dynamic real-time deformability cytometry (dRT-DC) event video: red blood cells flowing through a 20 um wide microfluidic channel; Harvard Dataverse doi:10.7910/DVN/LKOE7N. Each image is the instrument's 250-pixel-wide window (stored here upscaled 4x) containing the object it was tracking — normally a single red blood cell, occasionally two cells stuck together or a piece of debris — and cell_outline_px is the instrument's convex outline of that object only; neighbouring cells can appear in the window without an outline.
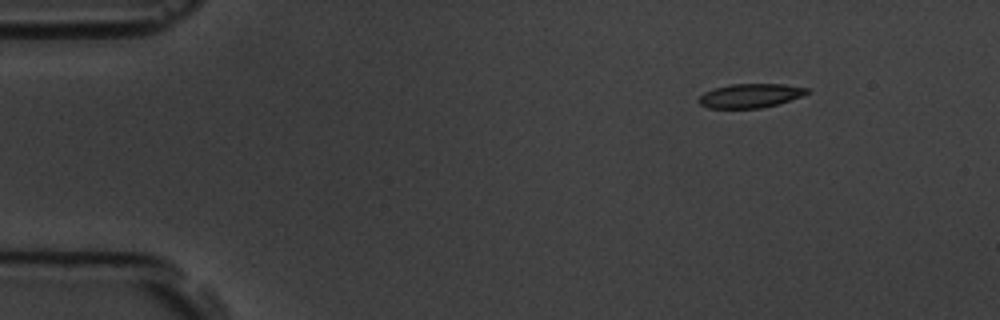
{"species": "common noctule bat (a hibernating species)", "species_latin": "Nyctalus noctula", "temperature_condition": "room temperature", "stored_images_in_passage": 51, "camera_frame_rate_fps": 3000, "um_per_image_px": 0.085, "animal": {"sex": "male", "body_mass_g": 19.5, "forearm_length_mm": 54.6}, "frame": {"image": 1, "passage_image": 1, "time_ms": 0.0, "image_size_px": [1000, 320], "cell_outline_px": [[812, 92], [776, 104], [760, 108], [708, 108], [700, 104], [696, 100], [704, 92], [712, 88], [732, 84], [784, 84], [808, 88]], "centroid_in_image_um": [63.74, 8.12], "position_along_channel_um": 21.3, "area_um2": 15.14}}
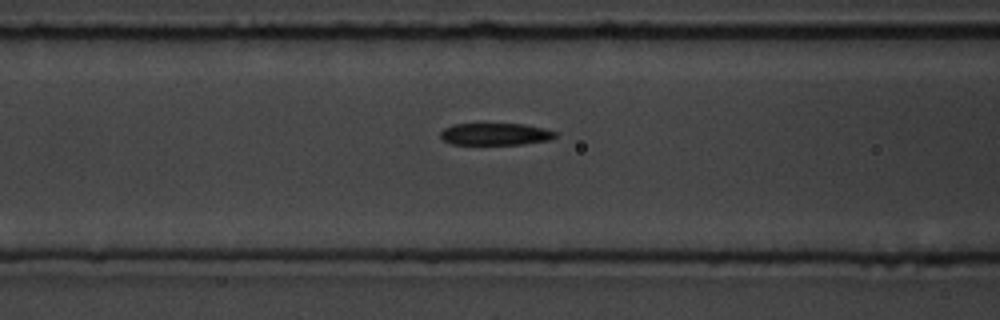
{"frame": {"image": 2, "passage_image": 17, "time_ms": 5.333, "image_size_px": [1000, 320], "cell_outline_px": [[556, 136], [548, 140], [524, 144], [452, 144], [444, 140], [440, 136], [440, 132], [444, 128], [452, 124], [524, 124], [544, 128], [556, 132]], "centroid_in_image_um": [42.09, 11.39], "position_along_channel_um": 124.5, "area_um2": 14.68}}
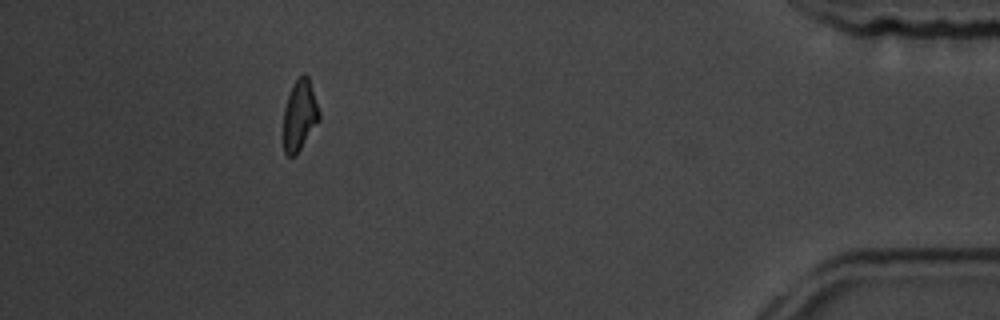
{"frame": {"image": 3, "passage_image": 46, "time_ms": 15.0, "image_size_px": [1000, 320], "cell_outline_px": [[320, 120], [296, 156], [288, 156], [284, 152], [284, 108], [292, 84], [304, 72], [308, 76], [320, 112]], "centroid_in_image_um": [25.48, 9.81], "position_along_channel_um": 409.7, "area_um2": 14.8}, "authors_computed_cell_mechanics": {"area_um2": 15.7216, "velocity_mm_per_s": 3.5363, "shape_relaxation_time_tau1_ms": 2.8635, "shape_relaxation_time_tau2_ms": 5.1571, "deformation_change_tau1": 0.1393, "deformation_change_tau2": 0.1522}}